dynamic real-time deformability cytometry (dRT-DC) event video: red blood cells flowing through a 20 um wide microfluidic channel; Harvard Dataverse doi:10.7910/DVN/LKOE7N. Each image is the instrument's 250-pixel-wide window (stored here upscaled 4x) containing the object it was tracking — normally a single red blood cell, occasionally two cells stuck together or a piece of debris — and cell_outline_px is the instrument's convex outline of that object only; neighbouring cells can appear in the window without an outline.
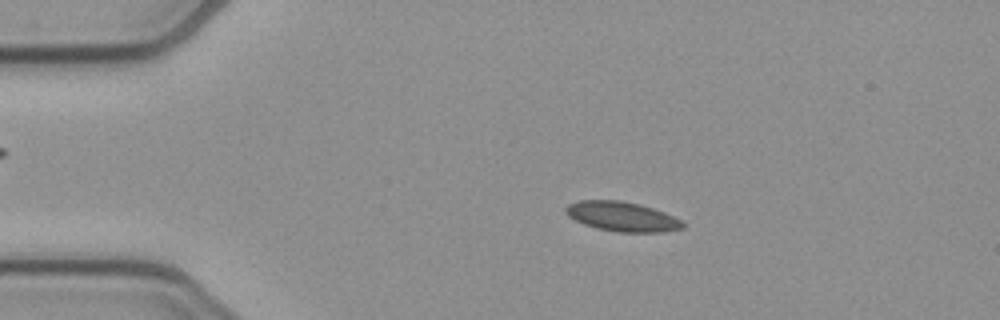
{"species": "common noctule bat (a hibernating species)", "species_latin": "Nyctalus noctula", "temperature_condition": "cold", "stored_images_in_passage": 52, "camera_frame_rate_fps": 3000, "um_per_image_px": 0.085, "animal": {"sex": "female", "body_mass_g": 21.9}, "frame": {"image": 1, "passage_image": 10, "time_ms": 3.0, "image_size_px": [1000, 320], "cell_outline_px": [[684, 228], [664, 232], [620, 232], [596, 228], [584, 224], [568, 216], [564, 212], [564, 208], [568, 204], [580, 200], [620, 200], [640, 204], [664, 212], [680, 220], [684, 224]], "centroid_in_image_um": [52.85, 18.4], "position_along_channel_um": 32.1, "area_um2": 20.17}}
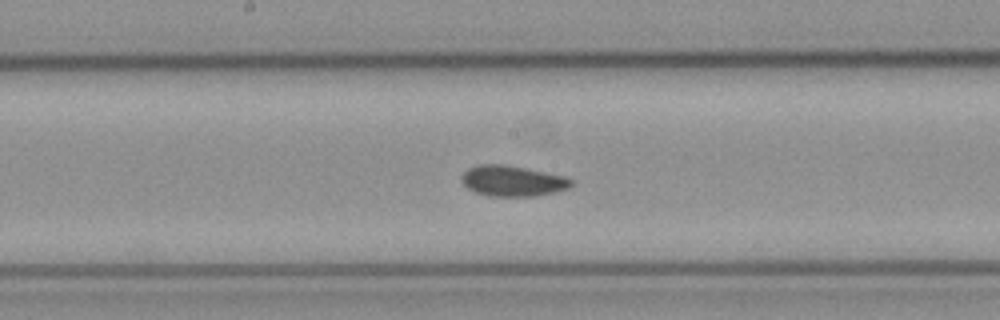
{"frame": {"image": 2, "passage_image": 27, "time_ms": 8.667, "image_size_px": [1000, 320], "cell_outline_px": [[572, 184], [568, 188], [556, 192], [536, 196], [488, 196], [476, 192], [468, 188], [460, 180], [460, 176], [468, 168], [476, 164], [504, 164], [564, 176], [572, 180]], "centroid_in_image_um": [43.53, 15.38], "position_along_channel_um": 204.7, "area_um2": 19.59}}
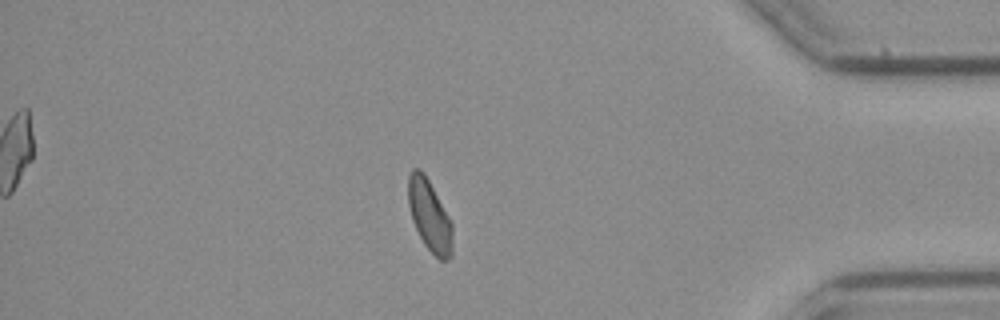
{"frame": {"image": 3, "passage_image": 45, "time_ms": 14.667, "image_size_px": [1000, 320], "cell_outline_px": [[452, 256], [448, 260], [440, 260], [424, 244], [412, 220], [408, 204], [408, 176], [412, 168], [420, 168], [424, 172], [452, 220]], "centroid_in_image_um": [36.52, 18.3], "position_along_channel_um": 398.7, "area_um2": 18.61}, "authors_computed_cell_mechanics": {"area_um2": 19.4497, "velocity_mm_per_s": 3.8633, "shape_relaxation_time_tau1_ms": 6.5169, "shape_relaxation_time_tau2_ms": 4.5533, "deformation_change_tau1": 0.1012, "deformation_change_tau2": 0.082}}